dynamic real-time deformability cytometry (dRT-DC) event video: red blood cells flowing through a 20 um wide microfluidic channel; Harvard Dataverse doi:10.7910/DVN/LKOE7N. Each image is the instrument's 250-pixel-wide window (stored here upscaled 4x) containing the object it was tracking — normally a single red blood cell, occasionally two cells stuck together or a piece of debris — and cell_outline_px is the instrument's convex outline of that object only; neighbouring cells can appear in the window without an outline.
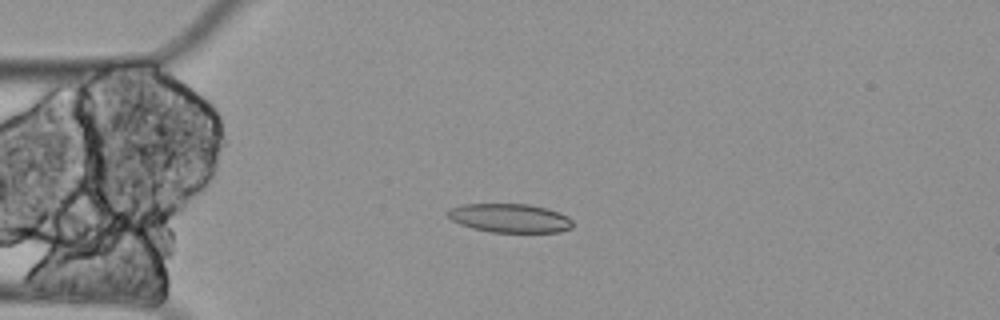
{"species": "Egyptian fruit bat (a non-hibernating species)", "species_latin": "Rousettus aegyptiacus", "temperature_condition": "cold", "stored_images_in_passage": 5, "camera_frame_rate_fps": 3000, "um_per_image_px": 0.085, "animal": {"sex": "female"}, "frame": {"image": 1, "passage_image": 4, "time_ms": 1.0, "image_size_px": [1000, 320], "cell_outline_px": [[572, 228], [560, 232], [492, 232], [472, 228], [460, 224], [452, 220], [448, 216], [448, 208], [460, 204], [528, 204], [548, 208], [568, 216], [572, 220]], "centroid_in_image_um": [43.34, 18.53], "position_along_channel_um": 41.7, "area_um2": 21.1}}